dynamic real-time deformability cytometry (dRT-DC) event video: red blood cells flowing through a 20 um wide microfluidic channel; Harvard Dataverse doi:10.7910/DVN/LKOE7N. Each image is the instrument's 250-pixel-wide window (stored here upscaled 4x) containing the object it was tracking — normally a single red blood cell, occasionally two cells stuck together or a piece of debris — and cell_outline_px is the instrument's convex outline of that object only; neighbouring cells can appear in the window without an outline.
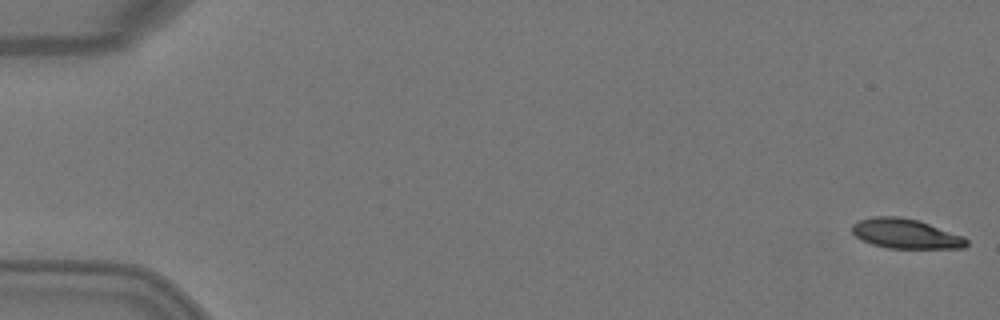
{"species": "Egyptian fruit bat (a non-hibernating species)", "species_latin": "Rousettus aegyptiacus", "temperature_condition": "warm", "stored_images_in_passage": 6, "camera_frame_rate_fps": 3000, "um_per_image_px": 0.085, "animal": {"sex": "female"}, "frame": {"image": 1, "passage_image": 1, "time_ms": 0.0, "image_size_px": [1000, 320], "cell_outline_px": [[968, 244], [964, 248], [888, 248], [872, 244], [856, 236], [852, 232], [852, 224], [860, 220], [872, 216], [900, 216], [916, 220], [964, 236], [968, 240]], "centroid_in_image_um": [76.98, 19.86], "position_along_channel_um": 8.0, "area_um2": 19.65}}
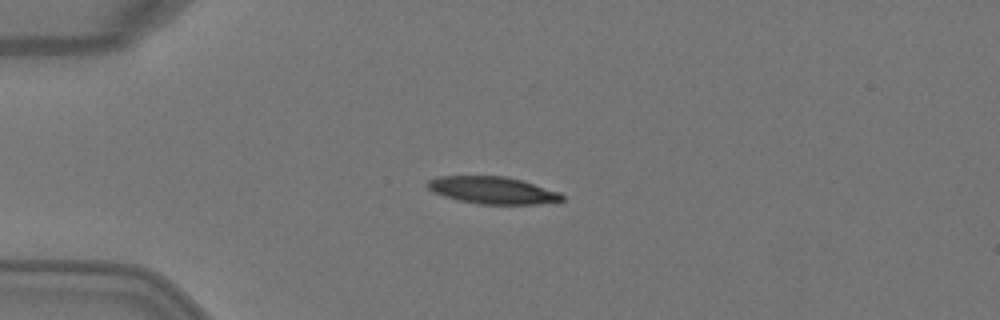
{"frame": {"image": 2, "passage_image": 4, "time_ms": 1.0, "image_size_px": [1000, 320], "cell_outline_px": [[564, 200], [540, 204], [480, 204], [460, 200], [444, 196], [432, 192], [424, 184], [428, 180], [440, 176], [504, 176], [520, 180], [560, 192], [564, 196]], "centroid_in_image_um": [41.85, 16.17], "position_along_channel_um": 43.2, "area_um2": 21.21}}